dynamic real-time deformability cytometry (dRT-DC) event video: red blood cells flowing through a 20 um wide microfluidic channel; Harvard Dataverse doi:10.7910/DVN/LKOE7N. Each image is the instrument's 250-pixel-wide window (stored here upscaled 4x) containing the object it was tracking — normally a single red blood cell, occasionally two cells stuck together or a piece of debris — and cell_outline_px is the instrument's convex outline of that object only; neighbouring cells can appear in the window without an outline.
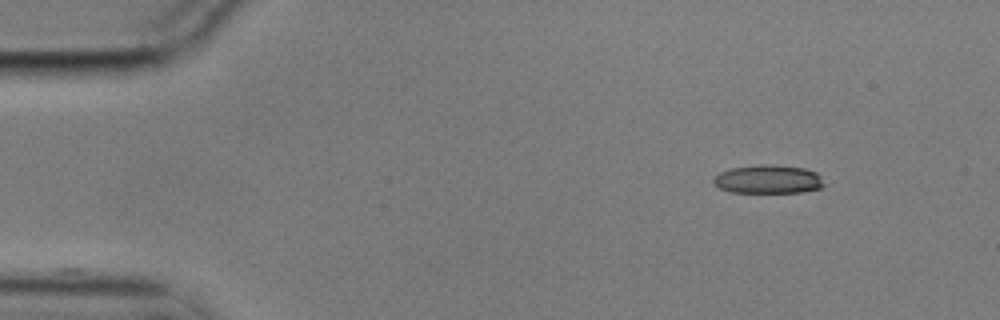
{"species": "common noctule bat (a hibernating species)", "species_latin": "Nyctalus noctula", "temperature_condition": "cold", "stored_images_in_passage": 8, "camera_frame_rate_fps": 3000, "um_per_image_px": 0.085, "animal": {"sex": "male", "body_mass_g": 17.9}, "frame": {"image": 1, "passage_image": 1, "time_ms": 0.0, "image_size_px": [1000, 320], "cell_outline_px": [[828, 184], [820, 188], [800, 192], [732, 192], [720, 188], [712, 184], [712, 180], [720, 172], [732, 168], [760, 164], [772, 164], [804, 168], [816, 172]], "centroid_in_image_um": [65.32, 15.23], "position_along_channel_um": 19.7, "area_um2": 18.5}}
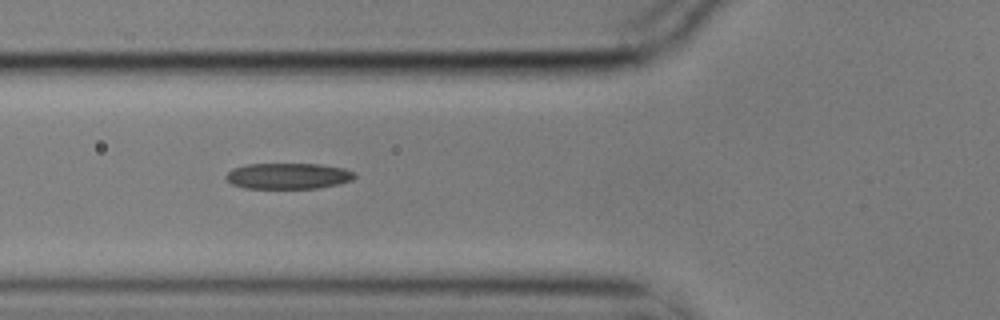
{"frame": {"image": 2, "passage_image": 5, "time_ms": 1.333, "image_size_px": [1000, 320], "cell_outline_px": [[356, 176], [352, 180], [340, 184], [316, 188], [244, 188], [232, 184], [224, 176], [232, 168], [248, 164], [320, 164], [344, 168], [356, 172]], "centroid_in_image_um": [24.52, 14.95], "position_along_channel_um": 101.3, "area_um2": 19.54}}
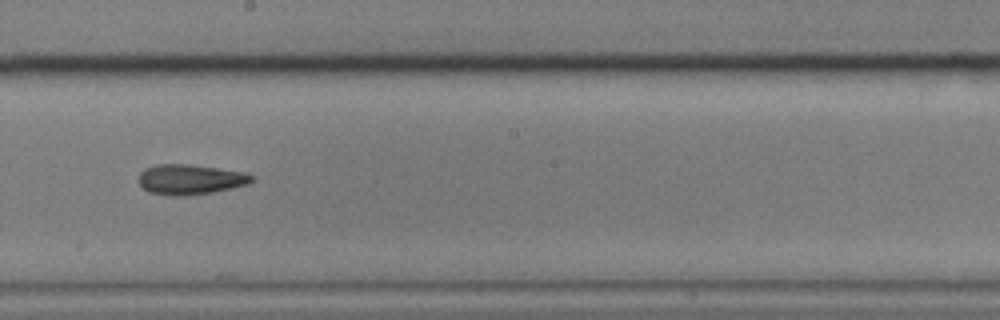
{"frame": {"image": 3, "passage_image": 8, "time_ms": 2.333, "image_size_px": [1000, 320], "cell_outline_px": [[256, 176], [248, 184], [232, 188], [212, 192], [180, 196], [176, 196], [148, 192], [136, 180], [140, 172], [144, 168], [156, 164], [192, 164], [244, 172]], "centroid_in_image_um": [16.14, 15.24], "position_along_channel_um": 232.1, "area_um2": 20.0}}